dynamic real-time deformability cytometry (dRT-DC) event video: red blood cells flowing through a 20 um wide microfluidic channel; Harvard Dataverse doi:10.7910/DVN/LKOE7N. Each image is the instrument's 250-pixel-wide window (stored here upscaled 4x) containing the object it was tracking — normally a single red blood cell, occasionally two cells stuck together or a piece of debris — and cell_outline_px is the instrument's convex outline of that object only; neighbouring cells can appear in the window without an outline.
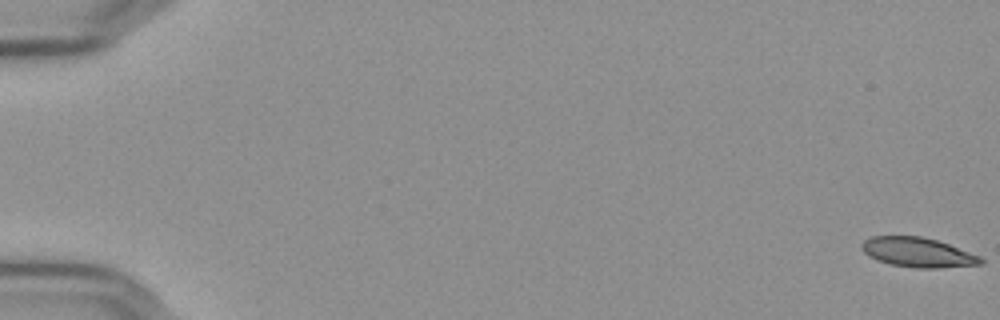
{"species": "Egyptian fruit bat (a non-hibernating species)", "species_latin": "Rousettus aegyptiacus", "temperature_condition": "cold", "stored_images_in_passage": 18, "camera_frame_rate_fps": 3000, "um_per_image_px": 0.085, "frame": {"image": 1, "passage_image": 1, "time_ms": 0.0, "image_size_px": [1000, 320], "cell_outline_px": [[984, 264], [940, 268], [916, 268], [892, 264], [868, 256], [860, 248], [860, 244], [864, 240], [872, 236], [920, 236], [936, 240], [948, 244], [980, 256], [984, 260]], "centroid_in_image_um": [78.02, 21.45], "position_along_channel_um": 7.0, "area_um2": 20.46}}
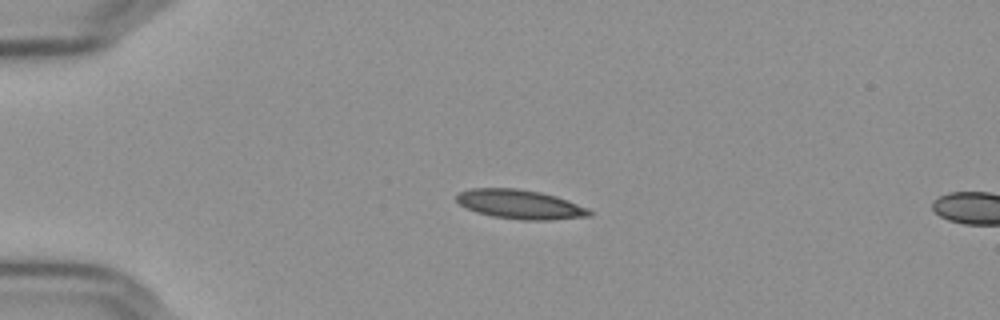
{"frame": {"image": 2, "passage_image": 15, "time_ms": 4.667, "image_size_px": [1000, 320], "cell_outline_px": [[592, 216], [548, 220], [520, 220], [492, 216], [476, 212], [460, 204], [456, 200], [456, 196], [460, 192], [472, 188], [516, 188], [540, 192], [556, 196], [568, 200], [588, 208], [592, 212]], "centroid_in_image_um": [44.23, 17.37], "position_along_channel_um": 40.8, "area_um2": 22.6}}